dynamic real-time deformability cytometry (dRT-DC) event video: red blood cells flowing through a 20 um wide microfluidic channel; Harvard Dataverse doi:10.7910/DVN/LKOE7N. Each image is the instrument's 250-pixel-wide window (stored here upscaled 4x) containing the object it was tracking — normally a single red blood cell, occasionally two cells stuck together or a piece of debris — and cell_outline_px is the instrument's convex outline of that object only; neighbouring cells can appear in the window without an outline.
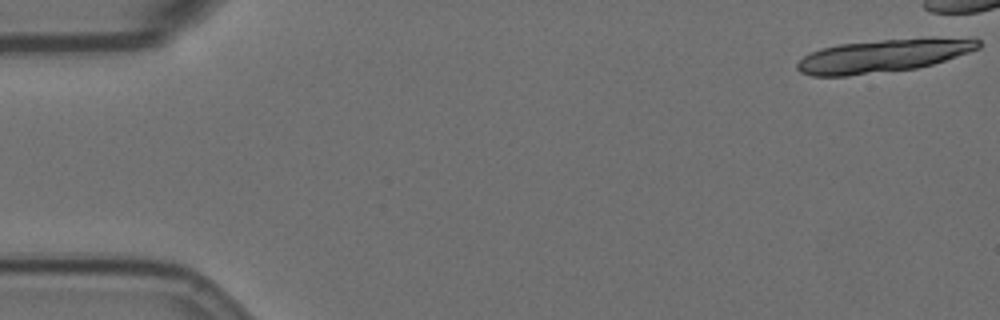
{"species": "Egyptian fruit bat (a non-hibernating species)", "species_latin": "Rousettus aegyptiacus", "temperature_condition": "room temperature", "stored_images_in_passage": 6, "camera_frame_rate_fps": 3000, "um_per_image_px": 0.085, "animal": {"sex": "female"}, "frame": {"image": 1, "passage_image": 1, "time_ms": 0.0, "image_size_px": [1000, 320], "cell_outline_px": [[980, 48], [932, 64], [916, 68], [848, 76], [812, 76], [800, 72], [796, 68], [796, 64], [804, 56], [812, 52], [824, 48], [840, 44], [884, 40], [980, 40]], "centroid_in_image_um": [74.9, 4.8], "position_along_channel_um": 10.1, "area_um2": 33.29}}